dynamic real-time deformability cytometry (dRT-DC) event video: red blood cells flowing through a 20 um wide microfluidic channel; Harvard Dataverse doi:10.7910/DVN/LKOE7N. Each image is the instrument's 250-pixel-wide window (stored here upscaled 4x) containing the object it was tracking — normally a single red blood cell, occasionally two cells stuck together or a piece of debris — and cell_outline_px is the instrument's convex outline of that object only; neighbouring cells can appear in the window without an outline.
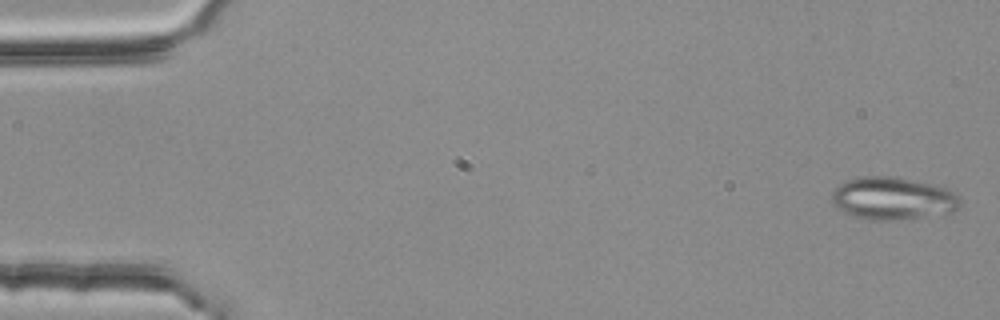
{"species": "common noctule bat (a hibernating species)", "species_latin": "Nyctalus noctula", "temperature_condition": "room temperature", "stored_images_in_passage": 5, "camera_frame_rate_fps": 3000, "um_per_image_px": 0.085, "animal": {"sex": "female", "body_mass_g": 25.1}, "frame": {"image": 1, "passage_image": 1, "time_ms": 0.0, "image_size_px": [1000, 320], "cell_outline_px": [[960, 208], [952, 212], [896, 220], [868, 220], [844, 212], [832, 200], [832, 192], [840, 184], [848, 180], [864, 176], [892, 176], [948, 188], [956, 192], [960, 196]], "centroid_in_image_um": [75.94, 16.86], "position_along_channel_um": 9.1, "area_um2": 31.56}}